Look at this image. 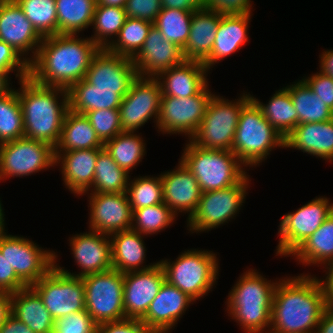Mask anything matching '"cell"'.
Masks as SVG:
<instances>
[{"label":"cell","mask_w":333,"mask_h":333,"mask_svg":"<svg viewBox=\"0 0 333 333\" xmlns=\"http://www.w3.org/2000/svg\"><path fill=\"white\" fill-rule=\"evenodd\" d=\"M319 55V71L333 78V50H322Z\"/></svg>","instance_id":"91938a15"},{"label":"cell","mask_w":333,"mask_h":333,"mask_svg":"<svg viewBox=\"0 0 333 333\" xmlns=\"http://www.w3.org/2000/svg\"><path fill=\"white\" fill-rule=\"evenodd\" d=\"M333 203L330 198L318 196L293 212L285 213L278 226V245L275 254L291 256L330 216Z\"/></svg>","instance_id":"30bf717a"},{"label":"cell","mask_w":333,"mask_h":333,"mask_svg":"<svg viewBox=\"0 0 333 333\" xmlns=\"http://www.w3.org/2000/svg\"><path fill=\"white\" fill-rule=\"evenodd\" d=\"M24 137V122L18 89L0 97V144Z\"/></svg>","instance_id":"ee69618b"},{"label":"cell","mask_w":333,"mask_h":333,"mask_svg":"<svg viewBox=\"0 0 333 333\" xmlns=\"http://www.w3.org/2000/svg\"><path fill=\"white\" fill-rule=\"evenodd\" d=\"M250 99L246 91L235 100L214 94L202 123L189 140L205 149L231 151L241 109Z\"/></svg>","instance_id":"ba28073f"},{"label":"cell","mask_w":333,"mask_h":333,"mask_svg":"<svg viewBox=\"0 0 333 333\" xmlns=\"http://www.w3.org/2000/svg\"><path fill=\"white\" fill-rule=\"evenodd\" d=\"M111 240L112 268L122 273L147 270L159 261L144 265L146 260L145 235L132 229L109 235ZM144 265V266H143Z\"/></svg>","instance_id":"f1b7e54d"},{"label":"cell","mask_w":333,"mask_h":333,"mask_svg":"<svg viewBox=\"0 0 333 333\" xmlns=\"http://www.w3.org/2000/svg\"><path fill=\"white\" fill-rule=\"evenodd\" d=\"M57 10V34L83 35L91 27L96 1L55 0Z\"/></svg>","instance_id":"d590c367"},{"label":"cell","mask_w":333,"mask_h":333,"mask_svg":"<svg viewBox=\"0 0 333 333\" xmlns=\"http://www.w3.org/2000/svg\"><path fill=\"white\" fill-rule=\"evenodd\" d=\"M327 304L322 286L311 273L278 278L270 329L279 333H315Z\"/></svg>","instance_id":"7a4b0ae2"},{"label":"cell","mask_w":333,"mask_h":333,"mask_svg":"<svg viewBox=\"0 0 333 333\" xmlns=\"http://www.w3.org/2000/svg\"><path fill=\"white\" fill-rule=\"evenodd\" d=\"M97 333H153L141 320L122 319L97 325Z\"/></svg>","instance_id":"db71d44e"},{"label":"cell","mask_w":333,"mask_h":333,"mask_svg":"<svg viewBox=\"0 0 333 333\" xmlns=\"http://www.w3.org/2000/svg\"><path fill=\"white\" fill-rule=\"evenodd\" d=\"M137 76L131 58L100 48L91 61L85 79L95 89L116 90L123 98Z\"/></svg>","instance_id":"ac0fdd59"},{"label":"cell","mask_w":333,"mask_h":333,"mask_svg":"<svg viewBox=\"0 0 333 333\" xmlns=\"http://www.w3.org/2000/svg\"><path fill=\"white\" fill-rule=\"evenodd\" d=\"M42 39L15 0L0 2V40L9 44L28 64L35 58Z\"/></svg>","instance_id":"ffe728a7"},{"label":"cell","mask_w":333,"mask_h":333,"mask_svg":"<svg viewBox=\"0 0 333 333\" xmlns=\"http://www.w3.org/2000/svg\"><path fill=\"white\" fill-rule=\"evenodd\" d=\"M215 93L209 83L194 96L177 98L162 95L157 131L162 135L180 134L190 139L206 113L207 106ZM188 137V138H187Z\"/></svg>","instance_id":"5bb4252c"},{"label":"cell","mask_w":333,"mask_h":333,"mask_svg":"<svg viewBox=\"0 0 333 333\" xmlns=\"http://www.w3.org/2000/svg\"><path fill=\"white\" fill-rule=\"evenodd\" d=\"M92 188L86 193H125L130 174L114 161L107 150L98 148Z\"/></svg>","instance_id":"f35d334b"},{"label":"cell","mask_w":333,"mask_h":333,"mask_svg":"<svg viewBox=\"0 0 333 333\" xmlns=\"http://www.w3.org/2000/svg\"><path fill=\"white\" fill-rule=\"evenodd\" d=\"M264 333H279V332H276V331H273V330H271V329H268L266 332H264Z\"/></svg>","instance_id":"003e7915"},{"label":"cell","mask_w":333,"mask_h":333,"mask_svg":"<svg viewBox=\"0 0 333 333\" xmlns=\"http://www.w3.org/2000/svg\"><path fill=\"white\" fill-rule=\"evenodd\" d=\"M177 218L165 203H160L133 210L131 229L149 237L170 228Z\"/></svg>","instance_id":"b9f144b4"},{"label":"cell","mask_w":333,"mask_h":333,"mask_svg":"<svg viewBox=\"0 0 333 333\" xmlns=\"http://www.w3.org/2000/svg\"><path fill=\"white\" fill-rule=\"evenodd\" d=\"M165 280V271L159 262L147 270L124 273L125 317L141 320Z\"/></svg>","instance_id":"44dd1931"},{"label":"cell","mask_w":333,"mask_h":333,"mask_svg":"<svg viewBox=\"0 0 333 333\" xmlns=\"http://www.w3.org/2000/svg\"><path fill=\"white\" fill-rule=\"evenodd\" d=\"M69 241L71 254L79 272H70L61 267L58 252H55V266L63 273L83 277L112 269L111 240L109 235L92 230L72 235Z\"/></svg>","instance_id":"e0dca14e"},{"label":"cell","mask_w":333,"mask_h":333,"mask_svg":"<svg viewBox=\"0 0 333 333\" xmlns=\"http://www.w3.org/2000/svg\"><path fill=\"white\" fill-rule=\"evenodd\" d=\"M85 309L99 325L125 319L123 306L124 273L116 269L82 277Z\"/></svg>","instance_id":"8fae6325"},{"label":"cell","mask_w":333,"mask_h":333,"mask_svg":"<svg viewBox=\"0 0 333 333\" xmlns=\"http://www.w3.org/2000/svg\"><path fill=\"white\" fill-rule=\"evenodd\" d=\"M186 142L179 160L197 179L202 192L236 185L249 171L232 151L205 149L189 139Z\"/></svg>","instance_id":"52a82bcc"},{"label":"cell","mask_w":333,"mask_h":333,"mask_svg":"<svg viewBox=\"0 0 333 333\" xmlns=\"http://www.w3.org/2000/svg\"><path fill=\"white\" fill-rule=\"evenodd\" d=\"M99 49L87 36L56 34L44 37L29 64V77L40 85L68 90L85 78Z\"/></svg>","instance_id":"6da1fadb"},{"label":"cell","mask_w":333,"mask_h":333,"mask_svg":"<svg viewBox=\"0 0 333 333\" xmlns=\"http://www.w3.org/2000/svg\"><path fill=\"white\" fill-rule=\"evenodd\" d=\"M26 287L0 251V290L13 293Z\"/></svg>","instance_id":"11a10c76"},{"label":"cell","mask_w":333,"mask_h":333,"mask_svg":"<svg viewBox=\"0 0 333 333\" xmlns=\"http://www.w3.org/2000/svg\"><path fill=\"white\" fill-rule=\"evenodd\" d=\"M127 0H97L96 5H106L124 8Z\"/></svg>","instance_id":"e7e4bbea"},{"label":"cell","mask_w":333,"mask_h":333,"mask_svg":"<svg viewBox=\"0 0 333 333\" xmlns=\"http://www.w3.org/2000/svg\"><path fill=\"white\" fill-rule=\"evenodd\" d=\"M248 173L231 187L202 192L196 211L186 220L191 234L208 233L231 222L239 214L250 188Z\"/></svg>","instance_id":"9c48e42d"},{"label":"cell","mask_w":333,"mask_h":333,"mask_svg":"<svg viewBox=\"0 0 333 333\" xmlns=\"http://www.w3.org/2000/svg\"><path fill=\"white\" fill-rule=\"evenodd\" d=\"M97 137L104 144L123 132L121 129L119 109H101L85 114Z\"/></svg>","instance_id":"7dc6e473"},{"label":"cell","mask_w":333,"mask_h":333,"mask_svg":"<svg viewBox=\"0 0 333 333\" xmlns=\"http://www.w3.org/2000/svg\"><path fill=\"white\" fill-rule=\"evenodd\" d=\"M11 75L12 74L9 72L0 71V97L9 93L13 89L12 83L10 82L12 80Z\"/></svg>","instance_id":"be15d7a7"},{"label":"cell","mask_w":333,"mask_h":333,"mask_svg":"<svg viewBox=\"0 0 333 333\" xmlns=\"http://www.w3.org/2000/svg\"><path fill=\"white\" fill-rule=\"evenodd\" d=\"M153 23L144 19L126 18L109 51L133 58L142 48Z\"/></svg>","instance_id":"60d3db41"},{"label":"cell","mask_w":333,"mask_h":333,"mask_svg":"<svg viewBox=\"0 0 333 333\" xmlns=\"http://www.w3.org/2000/svg\"><path fill=\"white\" fill-rule=\"evenodd\" d=\"M291 148L333 162V119L297 125L286 137L284 149Z\"/></svg>","instance_id":"83f0119b"},{"label":"cell","mask_w":333,"mask_h":333,"mask_svg":"<svg viewBox=\"0 0 333 333\" xmlns=\"http://www.w3.org/2000/svg\"><path fill=\"white\" fill-rule=\"evenodd\" d=\"M252 0H204V8L222 15L252 14Z\"/></svg>","instance_id":"f5cc1de1"},{"label":"cell","mask_w":333,"mask_h":333,"mask_svg":"<svg viewBox=\"0 0 333 333\" xmlns=\"http://www.w3.org/2000/svg\"><path fill=\"white\" fill-rule=\"evenodd\" d=\"M218 252L203 249H187L174 261L160 259L166 280L188 294L195 301L204 298L216 287L220 263ZM219 263V264H218Z\"/></svg>","instance_id":"8992f818"},{"label":"cell","mask_w":333,"mask_h":333,"mask_svg":"<svg viewBox=\"0 0 333 333\" xmlns=\"http://www.w3.org/2000/svg\"><path fill=\"white\" fill-rule=\"evenodd\" d=\"M326 270H324V269ZM325 276L318 280L322 286L327 307H333V262L323 266Z\"/></svg>","instance_id":"9f6ffc18"},{"label":"cell","mask_w":333,"mask_h":333,"mask_svg":"<svg viewBox=\"0 0 333 333\" xmlns=\"http://www.w3.org/2000/svg\"><path fill=\"white\" fill-rule=\"evenodd\" d=\"M98 149L55 152V166H59L66 189L82 197L92 188Z\"/></svg>","instance_id":"d4e9b609"},{"label":"cell","mask_w":333,"mask_h":333,"mask_svg":"<svg viewBox=\"0 0 333 333\" xmlns=\"http://www.w3.org/2000/svg\"><path fill=\"white\" fill-rule=\"evenodd\" d=\"M127 18L144 19L154 22L162 10L161 0H127L125 5Z\"/></svg>","instance_id":"f907efd6"},{"label":"cell","mask_w":333,"mask_h":333,"mask_svg":"<svg viewBox=\"0 0 333 333\" xmlns=\"http://www.w3.org/2000/svg\"><path fill=\"white\" fill-rule=\"evenodd\" d=\"M251 99L261 109L267 121L284 139L297 126V111L294 108L289 91L285 87L275 90L272 97H269L267 104L261 102L253 94Z\"/></svg>","instance_id":"8d00e7d4"},{"label":"cell","mask_w":333,"mask_h":333,"mask_svg":"<svg viewBox=\"0 0 333 333\" xmlns=\"http://www.w3.org/2000/svg\"><path fill=\"white\" fill-rule=\"evenodd\" d=\"M3 204H2V200H1V197H0V233H3L5 231H7V229H5V212H4V209H3Z\"/></svg>","instance_id":"03108f58"},{"label":"cell","mask_w":333,"mask_h":333,"mask_svg":"<svg viewBox=\"0 0 333 333\" xmlns=\"http://www.w3.org/2000/svg\"><path fill=\"white\" fill-rule=\"evenodd\" d=\"M0 333H35L25 323L10 315L0 328Z\"/></svg>","instance_id":"680465c9"},{"label":"cell","mask_w":333,"mask_h":333,"mask_svg":"<svg viewBox=\"0 0 333 333\" xmlns=\"http://www.w3.org/2000/svg\"><path fill=\"white\" fill-rule=\"evenodd\" d=\"M126 18L125 8L96 5L91 25L94 33L89 38L100 48H108L117 38Z\"/></svg>","instance_id":"ab89813d"},{"label":"cell","mask_w":333,"mask_h":333,"mask_svg":"<svg viewBox=\"0 0 333 333\" xmlns=\"http://www.w3.org/2000/svg\"><path fill=\"white\" fill-rule=\"evenodd\" d=\"M265 277L255 268L244 270L224 303L227 315L238 323L243 333H264L270 329L273 295L278 279Z\"/></svg>","instance_id":"277c9868"},{"label":"cell","mask_w":333,"mask_h":333,"mask_svg":"<svg viewBox=\"0 0 333 333\" xmlns=\"http://www.w3.org/2000/svg\"><path fill=\"white\" fill-rule=\"evenodd\" d=\"M98 148H103V143L97 137L89 119L84 114L68 110L55 152Z\"/></svg>","instance_id":"836d02e7"},{"label":"cell","mask_w":333,"mask_h":333,"mask_svg":"<svg viewBox=\"0 0 333 333\" xmlns=\"http://www.w3.org/2000/svg\"><path fill=\"white\" fill-rule=\"evenodd\" d=\"M162 8L197 11L204 8V0H161Z\"/></svg>","instance_id":"6f0895ef"},{"label":"cell","mask_w":333,"mask_h":333,"mask_svg":"<svg viewBox=\"0 0 333 333\" xmlns=\"http://www.w3.org/2000/svg\"><path fill=\"white\" fill-rule=\"evenodd\" d=\"M161 97L159 82L154 77L137 76L119 106L122 131L138 132L151 120L157 129Z\"/></svg>","instance_id":"2e32d148"},{"label":"cell","mask_w":333,"mask_h":333,"mask_svg":"<svg viewBox=\"0 0 333 333\" xmlns=\"http://www.w3.org/2000/svg\"><path fill=\"white\" fill-rule=\"evenodd\" d=\"M193 12L180 9L162 8L153 25L182 50L187 43Z\"/></svg>","instance_id":"7bdbcfd3"},{"label":"cell","mask_w":333,"mask_h":333,"mask_svg":"<svg viewBox=\"0 0 333 333\" xmlns=\"http://www.w3.org/2000/svg\"><path fill=\"white\" fill-rule=\"evenodd\" d=\"M222 14L208 9L193 12L191 28L182 50L185 60L204 62L212 50Z\"/></svg>","instance_id":"f546056e"},{"label":"cell","mask_w":333,"mask_h":333,"mask_svg":"<svg viewBox=\"0 0 333 333\" xmlns=\"http://www.w3.org/2000/svg\"><path fill=\"white\" fill-rule=\"evenodd\" d=\"M137 133L139 132L123 131L103 144L119 167L129 174L147 154L145 138Z\"/></svg>","instance_id":"74e56055"},{"label":"cell","mask_w":333,"mask_h":333,"mask_svg":"<svg viewBox=\"0 0 333 333\" xmlns=\"http://www.w3.org/2000/svg\"><path fill=\"white\" fill-rule=\"evenodd\" d=\"M314 93L333 111V78L318 71L302 78Z\"/></svg>","instance_id":"816d5d0a"},{"label":"cell","mask_w":333,"mask_h":333,"mask_svg":"<svg viewBox=\"0 0 333 333\" xmlns=\"http://www.w3.org/2000/svg\"><path fill=\"white\" fill-rule=\"evenodd\" d=\"M126 193L132 211L164 203L161 175L130 176Z\"/></svg>","instance_id":"bcb514c9"},{"label":"cell","mask_w":333,"mask_h":333,"mask_svg":"<svg viewBox=\"0 0 333 333\" xmlns=\"http://www.w3.org/2000/svg\"><path fill=\"white\" fill-rule=\"evenodd\" d=\"M290 257L305 267L333 262V212Z\"/></svg>","instance_id":"d6a6232c"},{"label":"cell","mask_w":333,"mask_h":333,"mask_svg":"<svg viewBox=\"0 0 333 333\" xmlns=\"http://www.w3.org/2000/svg\"><path fill=\"white\" fill-rule=\"evenodd\" d=\"M195 302L188 294L165 280L141 321L153 333H171Z\"/></svg>","instance_id":"7402d4cb"},{"label":"cell","mask_w":333,"mask_h":333,"mask_svg":"<svg viewBox=\"0 0 333 333\" xmlns=\"http://www.w3.org/2000/svg\"><path fill=\"white\" fill-rule=\"evenodd\" d=\"M11 314L35 333H53L55 320L30 287L11 293Z\"/></svg>","instance_id":"4dcf8cb0"},{"label":"cell","mask_w":333,"mask_h":333,"mask_svg":"<svg viewBox=\"0 0 333 333\" xmlns=\"http://www.w3.org/2000/svg\"><path fill=\"white\" fill-rule=\"evenodd\" d=\"M209 73L202 62L184 60L154 78L159 82L162 95L186 98L197 95L208 84Z\"/></svg>","instance_id":"484cf974"},{"label":"cell","mask_w":333,"mask_h":333,"mask_svg":"<svg viewBox=\"0 0 333 333\" xmlns=\"http://www.w3.org/2000/svg\"><path fill=\"white\" fill-rule=\"evenodd\" d=\"M0 251L26 286L35 284L55 266V251L42 248L27 236L0 233Z\"/></svg>","instance_id":"4fadbf2b"},{"label":"cell","mask_w":333,"mask_h":333,"mask_svg":"<svg viewBox=\"0 0 333 333\" xmlns=\"http://www.w3.org/2000/svg\"><path fill=\"white\" fill-rule=\"evenodd\" d=\"M251 16L253 13L222 15L210 55L203 62L209 72L221 60L235 54L250 41Z\"/></svg>","instance_id":"4316f807"},{"label":"cell","mask_w":333,"mask_h":333,"mask_svg":"<svg viewBox=\"0 0 333 333\" xmlns=\"http://www.w3.org/2000/svg\"><path fill=\"white\" fill-rule=\"evenodd\" d=\"M0 71L15 73V79L29 77V64L4 41L0 40Z\"/></svg>","instance_id":"681fc988"},{"label":"cell","mask_w":333,"mask_h":333,"mask_svg":"<svg viewBox=\"0 0 333 333\" xmlns=\"http://www.w3.org/2000/svg\"><path fill=\"white\" fill-rule=\"evenodd\" d=\"M173 170L161 172L164 203L178 216L187 214L189 219L196 211L202 196L194 175L179 160Z\"/></svg>","instance_id":"603a6c76"},{"label":"cell","mask_w":333,"mask_h":333,"mask_svg":"<svg viewBox=\"0 0 333 333\" xmlns=\"http://www.w3.org/2000/svg\"><path fill=\"white\" fill-rule=\"evenodd\" d=\"M30 287L40 296L54 320L85 310L83 279L65 274L56 266Z\"/></svg>","instance_id":"9a60e30c"},{"label":"cell","mask_w":333,"mask_h":333,"mask_svg":"<svg viewBox=\"0 0 333 333\" xmlns=\"http://www.w3.org/2000/svg\"><path fill=\"white\" fill-rule=\"evenodd\" d=\"M286 85L292 103L297 111V125L318 123L333 119V111L318 97L303 80Z\"/></svg>","instance_id":"e575fe53"},{"label":"cell","mask_w":333,"mask_h":333,"mask_svg":"<svg viewBox=\"0 0 333 333\" xmlns=\"http://www.w3.org/2000/svg\"><path fill=\"white\" fill-rule=\"evenodd\" d=\"M55 168V148L39 140L20 138L0 144V182Z\"/></svg>","instance_id":"7c38bea8"},{"label":"cell","mask_w":333,"mask_h":333,"mask_svg":"<svg viewBox=\"0 0 333 333\" xmlns=\"http://www.w3.org/2000/svg\"><path fill=\"white\" fill-rule=\"evenodd\" d=\"M18 82L24 137L43 141L55 148L61 137L65 114L69 110L67 90L40 85L30 77Z\"/></svg>","instance_id":"3957f363"},{"label":"cell","mask_w":333,"mask_h":333,"mask_svg":"<svg viewBox=\"0 0 333 333\" xmlns=\"http://www.w3.org/2000/svg\"><path fill=\"white\" fill-rule=\"evenodd\" d=\"M315 333H333V307L323 312Z\"/></svg>","instance_id":"6125c7cd"},{"label":"cell","mask_w":333,"mask_h":333,"mask_svg":"<svg viewBox=\"0 0 333 333\" xmlns=\"http://www.w3.org/2000/svg\"><path fill=\"white\" fill-rule=\"evenodd\" d=\"M26 18L42 37L57 34V10L55 0H15Z\"/></svg>","instance_id":"f6af8a7d"},{"label":"cell","mask_w":333,"mask_h":333,"mask_svg":"<svg viewBox=\"0 0 333 333\" xmlns=\"http://www.w3.org/2000/svg\"><path fill=\"white\" fill-rule=\"evenodd\" d=\"M182 49L167 41L153 25L140 51L132 58L139 77H155L184 61Z\"/></svg>","instance_id":"cb8c5ba5"},{"label":"cell","mask_w":333,"mask_h":333,"mask_svg":"<svg viewBox=\"0 0 333 333\" xmlns=\"http://www.w3.org/2000/svg\"><path fill=\"white\" fill-rule=\"evenodd\" d=\"M11 315V293L0 290V328Z\"/></svg>","instance_id":"94428289"},{"label":"cell","mask_w":333,"mask_h":333,"mask_svg":"<svg viewBox=\"0 0 333 333\" xmlns=\"http://www.w3.org/2000/svg\"><path fill=\"white\" fill-rule=\"evenodd\" d=\"M278 147H285V139L250 99L241 109L231 151L250 169L262 165Z\"/></svg>","instance_id":"5b68a950"},{"label":"cell","mask_w":333,"mask_h":333,"mask_svg":"<svg viewBox=\"0 0 333 333\" xmlns=\"http://www.w3.org/2000/svg\"><path fill=\"white\" fill-rule=\"evenodd\" d=\"M87 194L88 230L110 235L132 227V215L127 193H85ZM89 223V224H88Z\"/></svg>","instance_id":"d6986e66"},{"label":"cell","mask_w":333,"mask_h":333,"mask_svg":"<svg viewBox=\"0 0 333 333\" xmlns=\"http://www.w3.org/2000/svg\"><path fill=\"white\" fill-rule=\"evenodd\" d=\"M53 333H97V324L85 309L56 319Z\"/></svg>","instance_id":"c3c4849f"},{"label":"cell","mask_w":333,"mask_h":333,"mask_svg":"<svg viewBox=\"0 0 333 333\" xmlns=\"http://www.w3.org/2000/svg\"><path fill=\"white\" fill-rule=\"evenodd\" d=\"M69 110L79 114L101 109H119L122 98L116 90L95 89L85 78L68 90Z\"/></svg>","instance_id":"1f68e13d"}]
</instances>
